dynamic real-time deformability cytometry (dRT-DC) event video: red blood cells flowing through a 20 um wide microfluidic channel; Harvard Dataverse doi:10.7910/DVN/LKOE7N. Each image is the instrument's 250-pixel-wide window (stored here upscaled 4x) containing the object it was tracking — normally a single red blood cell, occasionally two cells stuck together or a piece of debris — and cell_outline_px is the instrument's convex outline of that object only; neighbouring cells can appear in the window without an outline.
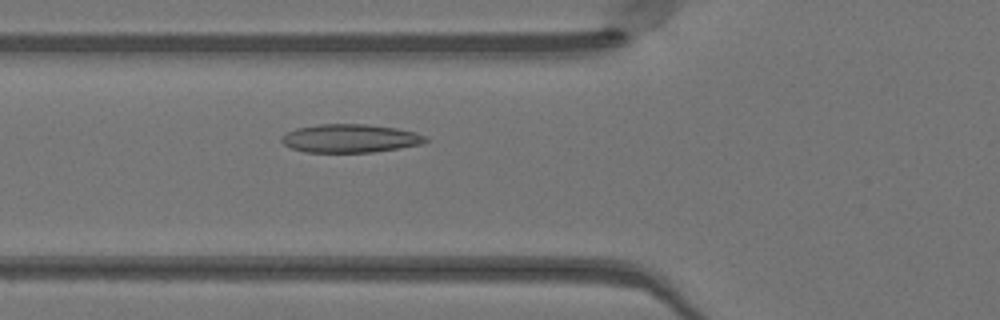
{"species": "Egyptian fruit bat (a non-hibernating species)", "species_latin": "Rousettus aegyptiacus", "temperature_condition": "warm", "stored_images_in_passage": 37, "camera_frame_rate_fps": 3000, "um_per_image_px": 0.085, "animal": {"sex": "female"}, "frame": {"image": 1, "passage_image": 6, "time_ms": 1.667, "image_size_px": [1000, 320], "cell_outline_px": [[428, 140], [420, 144], [400, 148], [372, 152], [304, 152], [292, 148], [284, 144], [280, 140], [280, 136], [296, 128], [320, 124], [364, 124], [396, 128], [416, 132], [428, 136]], "centroid_in_image_um": [29.76, 11.76], "position_along_channel_um": 96.0, "area_um2": 23.81}}
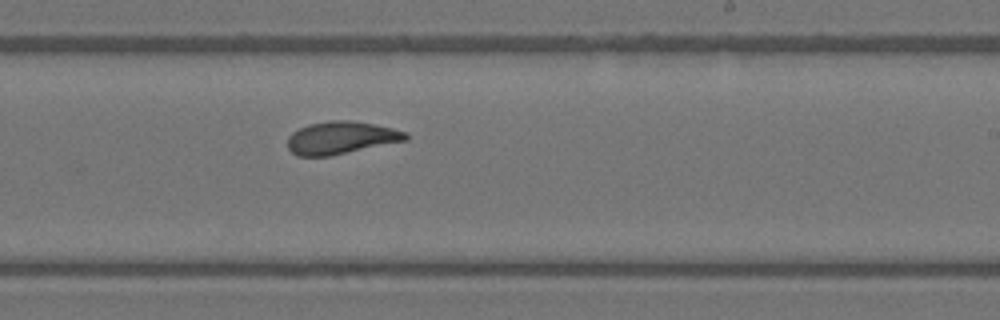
{"frame": {"image": 2, "passage_image": 18, "time_ms": 5.667, "image_size_px": [1000, 320], "cell_outline_px": [[408, 140], [328, 156], [296, 156], [288, 148], [288, 136], [292, 132], [308, 124], [328, 120], [352, 120], [392, 128], [408, 132]], "centroid_in_image_um": [28.98, 11.7], "position_along_channel_um": 260.0, "area_um2": 22.43}}
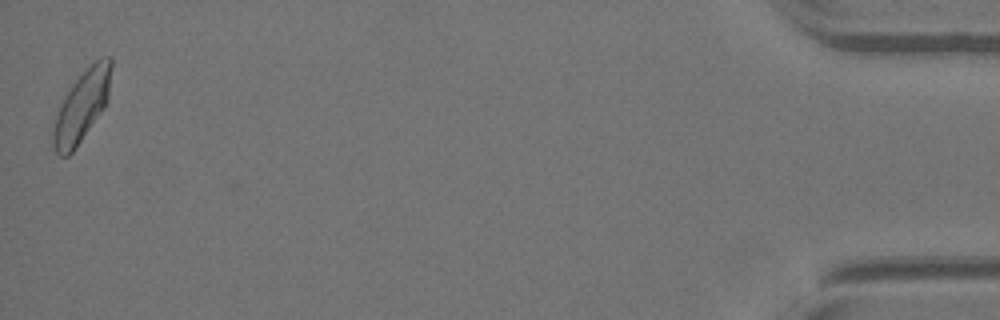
{"frame": {"image": 3, "passage_image": 37, "time_ms": 12.0, "image_size_px": [1000, 320], "cell_outline_px": [[112, 64], [108, 96], [104, 108], [72, 152], [68, 156], [60, 156], [56, 152], [52, 144], [52, 128], [60, 104], [68, 88], [100, 56], [112, 56]], "centroid_in_image_um": [6.94, 9.02], "position_along_channel_um": 428.3, "area_um2": 23.76}, "authors_computed_cell_mechanics": {"area_um2": 22.542, "velocity_mm_per_s": 4.0926, "shape_relaxation_time_tau1_ms": 6.9184, "shape_relaxation_time_tau2_ms": 1.4781, "deformation_change_tau1": 0.1968, "deformation_change_tau2": 0.0714}}